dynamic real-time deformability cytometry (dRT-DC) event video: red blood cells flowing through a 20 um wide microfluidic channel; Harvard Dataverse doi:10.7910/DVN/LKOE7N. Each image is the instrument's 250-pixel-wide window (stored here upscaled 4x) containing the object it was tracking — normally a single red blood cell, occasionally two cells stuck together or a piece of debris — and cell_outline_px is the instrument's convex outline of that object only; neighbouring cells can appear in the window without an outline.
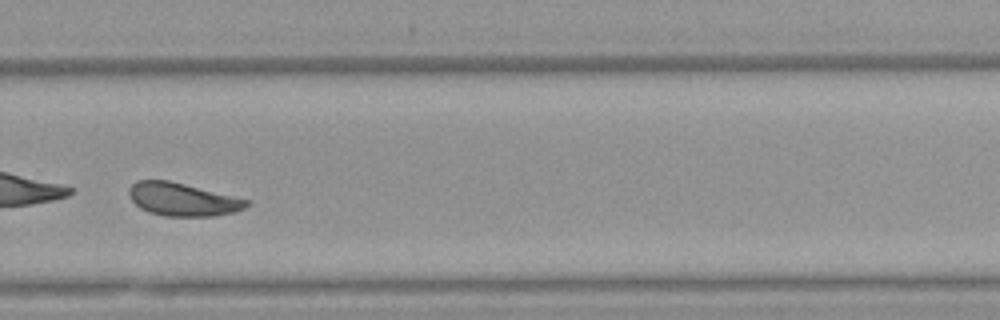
{"species": "Egyptian fruit bat (a non-hibernating species)", "species_latin": "Rousettus aegyptiacus", "temperature_condition": "warm", "stored_images_in_passage": 52, "camera_frame_rate_fps": 3000, "um_per_image_px": 0.085, "animal": {"sex": "female"}, "frame": {"image": 1, "passage_image": 37, "time_ms": 12.0, "image_size_px": [1000, 320], "cell_outline_px": [[252, 204], [236, 212], [212, 216], [164, 216], [148, 212], [140, 208], [132, 200], [128, 192], [128, 188], [136, 180], [168, 180], [236, 196], [252, 200]], "centroid_in_image_um": [15.56, 16.95], "position_along_channel_um": 314.2, "area_um2": 22.89}, "authors_computed_cell_mechanics": {"area_um2": 24.0159, "velocity_mm_per_s": 3.7748, "shape_relaxation_time_tau1_ms": 2.0947, "shape_relaxation_time_tau2_ms": 1.7969, "deformation_change_tau1": 0.2455, "deformation_change_tau2": 0.0986}}